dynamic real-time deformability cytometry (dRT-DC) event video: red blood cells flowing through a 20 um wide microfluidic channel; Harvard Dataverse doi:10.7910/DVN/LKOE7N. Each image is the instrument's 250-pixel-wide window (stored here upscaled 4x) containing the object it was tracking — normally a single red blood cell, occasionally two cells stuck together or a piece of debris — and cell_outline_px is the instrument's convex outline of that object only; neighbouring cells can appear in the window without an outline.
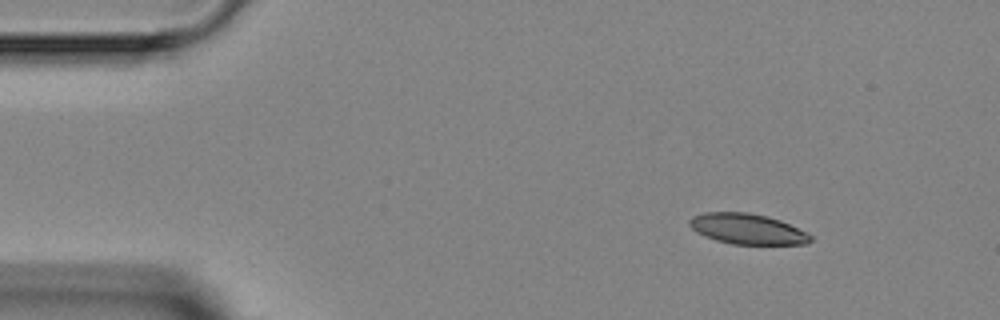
{"species": "Egyptian fruit bat (a non-hibernating species)", "species_latin": "Rousettus aegyptiacus", "temperature_condition": "room temperature", "stored_images_in_passage": 3, "camera_frame_rate_fps": 3000, "um_per_image_px": 0.085, "animal": {"sex": "female"}, "frame": {"image": 1, "passage_image": 1, "time_ms": 0.0, "image_size_px": [1000, 320], "cell_outline_px": [[812, 240], [808, 244], [732, 244], [716, 240], [704, 236], [696, 232], [688, 224], [688, 220], [692, 216], [704, 212], [748, 212], [768, 216], [780, 220], [812, 236]], "centroid_in_image_um": [63.48, 19.45], "position_along_channel_um": 21.5, "area_um2": 21.5}}